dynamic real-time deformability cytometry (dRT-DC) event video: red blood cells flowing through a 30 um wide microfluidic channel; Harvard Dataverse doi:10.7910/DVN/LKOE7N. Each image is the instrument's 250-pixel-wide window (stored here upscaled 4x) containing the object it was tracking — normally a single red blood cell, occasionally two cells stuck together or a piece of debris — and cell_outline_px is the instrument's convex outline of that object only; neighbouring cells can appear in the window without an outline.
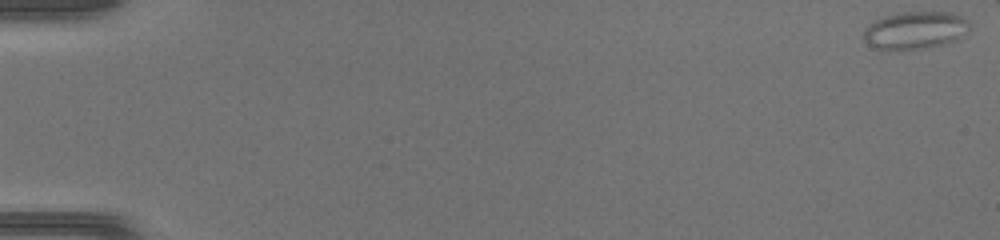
{"species": "common noctule bat (a hibernating species)", "species_latin": "Nyctalus noctula", "temperature_condition": "warm", "stored_images_in_passage": 46, "camera_frame_rate_fps": 3000, "um_per_image_px": 0.085, "animal": {"sex": "female", "body_mass_g": 17.0, "forearm_length_mm": 48.0}, "frame": {"image": 1, "passage_image": 1, "time_ms": 0.0, "image_size_px": [1000, 240], "cell_outline_px": [[972, 28], [960, 40], [944, 44], [924, 48], [900, 52], [888, 52], [876, 48], [868, 44], [864, 40], [864, 28], [868, 24], [884, 16], [896, 12], [952, 12], [968, 20]], "centroid_in_image_um": [77.8, 2.61], "position_along_channel_um": 7.2, "area_um2": 24.16}}
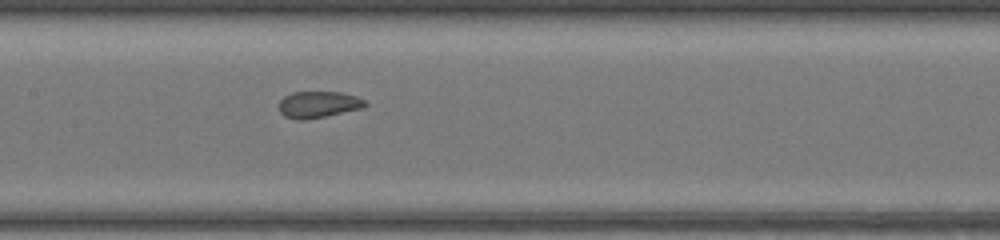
{"frame": {"image": 2, "passage_image": 25, "time_ms": 8.0, "image_size_px": [1000, 240], "cell_outline_px": [[368, 104], [364, 108], [304, 120], [300, 120], [284, 116], [280, 112], [280, 100], [284, 96], [292, 92], [340, 92], [356, 96], [364, 100]], "centroid_in_image_um": [27.07, 8.88], "position_along_channel_um": 180.3, "area_um2": 13.24}}
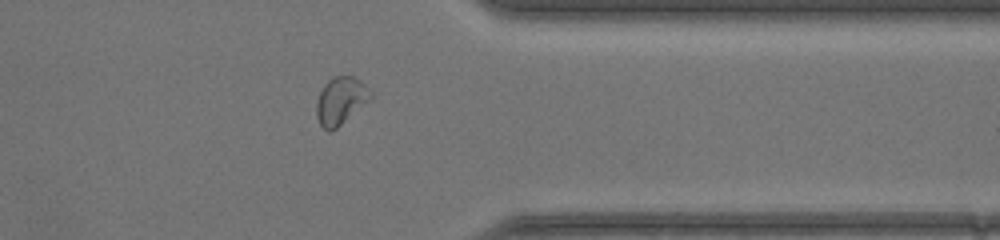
{"frame": {"image": 3, "passage_image": 39, "time_ms": 12.667, "image_size_px": [1000, 240], "cell_outline_px": [[372, 96], [368, 100], [332, 132], [328, 132], [320, 124], [316, 116], [316, 100], [324, 84], [332, 76], [352, 76], [360, 80], [372, 92]], "centroid_in_image_um": [28.92, 8.55], "position_along_channel_um": 382.5, "area_um2": 14.8}}